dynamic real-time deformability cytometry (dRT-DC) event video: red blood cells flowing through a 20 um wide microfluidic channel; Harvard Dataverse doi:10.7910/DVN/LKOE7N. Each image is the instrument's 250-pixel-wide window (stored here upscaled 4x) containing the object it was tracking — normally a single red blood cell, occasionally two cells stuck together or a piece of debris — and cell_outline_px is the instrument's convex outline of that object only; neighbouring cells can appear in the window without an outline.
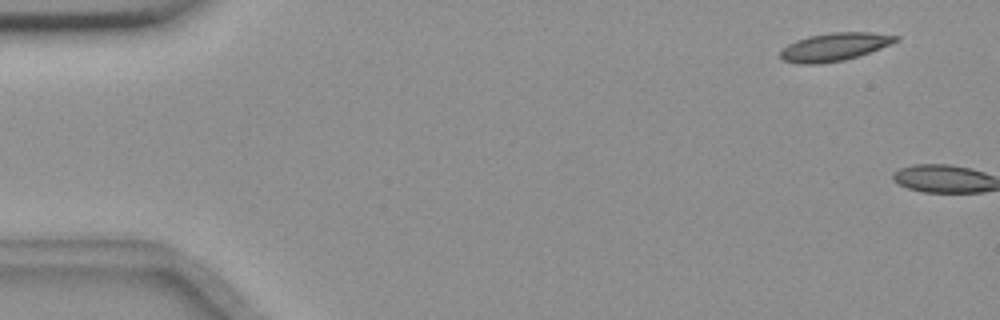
{"species": "common noctule bat (a hibernating species)", "species_latin": "Nyctalus noctula", "temperature_condition": "room temperature", "stored_images_in_passage": 3, "camera_frame_rate_fps": 3000, "um_per_image_px": 0.085, "animal": {"sex": "female", "body_mass_g": 18.4}, "frame": {"image": 1, "passage_image": 1, "time_ms": 0.0, "image_size_px": [1000, 320], "cell_outline_px": [[900, 40], [880, 48], [844, 60], [820, 64], [800, 64], [784, 60], [780, 56], [780, 48], [796, 40], [808, 36], [832, 32], [872, 32], [900, 36]], "centroid_in_image_um": [70.91, 3.97], "position_along_channel_um": 14.1, "area_um2": 18.84}}